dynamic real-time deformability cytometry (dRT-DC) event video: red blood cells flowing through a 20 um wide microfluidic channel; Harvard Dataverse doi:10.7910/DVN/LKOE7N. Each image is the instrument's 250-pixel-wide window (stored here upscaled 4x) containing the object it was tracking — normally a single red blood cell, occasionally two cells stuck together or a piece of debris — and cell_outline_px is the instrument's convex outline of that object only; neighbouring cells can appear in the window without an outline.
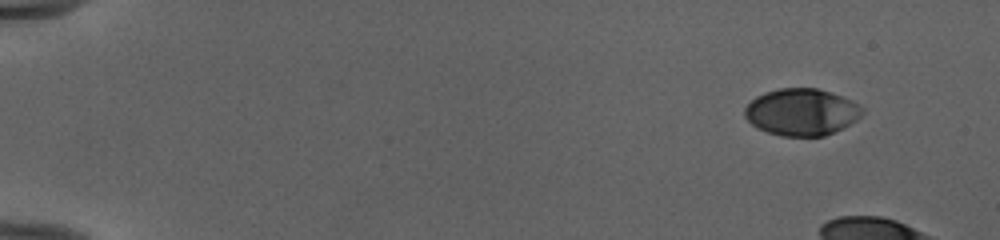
{"species": "human", "species_latin": "Homo sapiens", "temperature_condition": "cold", "stored_images_in_passage": 11, "camera_frame_rate_fps": 3000, "um_per_image_px": 0.085, "donor": {"sex": "female"}, "frame": {"image": 1, "passage_image": 1, "time_ms": 0.0, "image_size_px": [1000, 240], "cell_outline_px": [[864, 112], [856, 120], [824, 136], [780, 136], [756, 128], [744, 116], [744, 108], [756, 96], [764, 92], [780, 88], [816, 88], [852, 100], [864, 108]], "centroid_in_image_um": [68.1, 9.52], "position_along_channel_um": 16.9, "area_um2": 31.96}}